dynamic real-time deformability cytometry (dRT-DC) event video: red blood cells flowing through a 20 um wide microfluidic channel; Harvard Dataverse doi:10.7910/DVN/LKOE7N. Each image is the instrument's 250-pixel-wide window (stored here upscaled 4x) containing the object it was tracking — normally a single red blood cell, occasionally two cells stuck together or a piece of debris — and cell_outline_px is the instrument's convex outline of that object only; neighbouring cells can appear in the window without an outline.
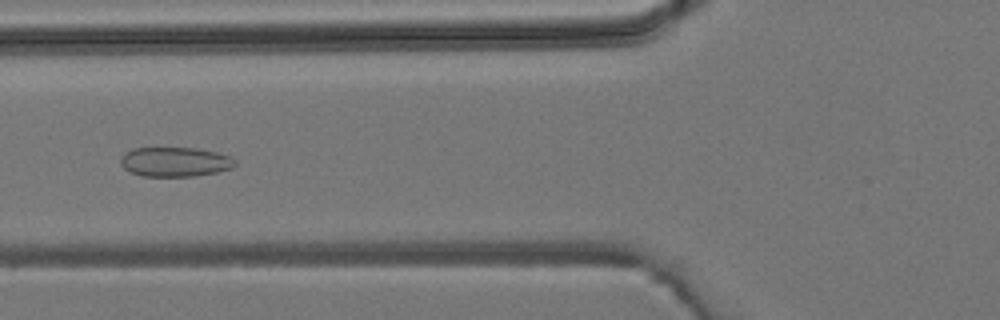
{"species": "common noctule bat (a hibernating species)", "species_latin": "Nyctalus noctula", "temperature_condition": "room temperature", "stored_images_in_passage": 6, "camera_frame_rate_fps": 3000, "um_per_image_px": 0.085, "animal": {"sex": "male", "body_mass_g": 19.2, "forearm_length_mm": 51.8}, "frame": {"image": 1, "passage_image": 5, "time_ms": 4.667, "image_size_px": [1000, 320], "cell_outline_px": [[236, 164], [232, 168], [216, 172], [196, 176], [144, 176], [132, 172], [124, 168], [120, 164], [120, 156], [124, 152], [132, 148], [196, 148], [216, 152], [228, 156], [236, 160]], "centroid_in_image_um": [14.85, 13.75], "position_along_channel_um": 110.9, "area_um2": 19.71}}
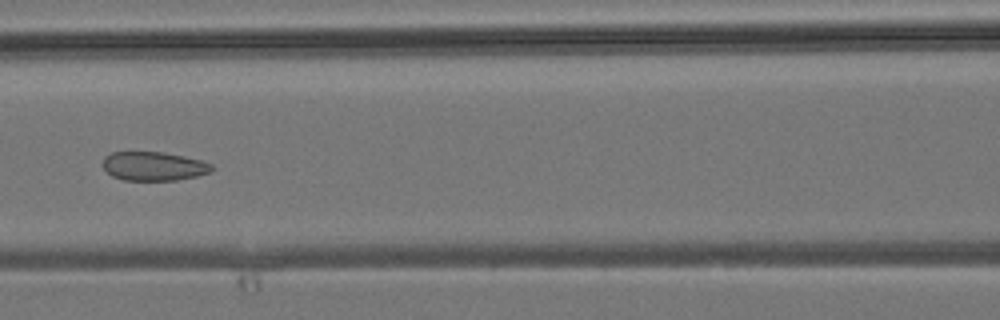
{"frame": {"image": 2, "passage_image": 6, "time_ms": 5.667, "image_size_px": [1000, 320], "cell_outline_px": [[216, 168], [212, 172], [196, 176], [176, 180], [124, 180], [112, 176], [104, 168], [104, 156], [112, 152], [164, 152], [184, 156], [200, 160], [212, 164]], "centroid_in_image_um": [13.1, 14.12], "position_along_channel_um": 153.5, "area_um2": 18.38}}